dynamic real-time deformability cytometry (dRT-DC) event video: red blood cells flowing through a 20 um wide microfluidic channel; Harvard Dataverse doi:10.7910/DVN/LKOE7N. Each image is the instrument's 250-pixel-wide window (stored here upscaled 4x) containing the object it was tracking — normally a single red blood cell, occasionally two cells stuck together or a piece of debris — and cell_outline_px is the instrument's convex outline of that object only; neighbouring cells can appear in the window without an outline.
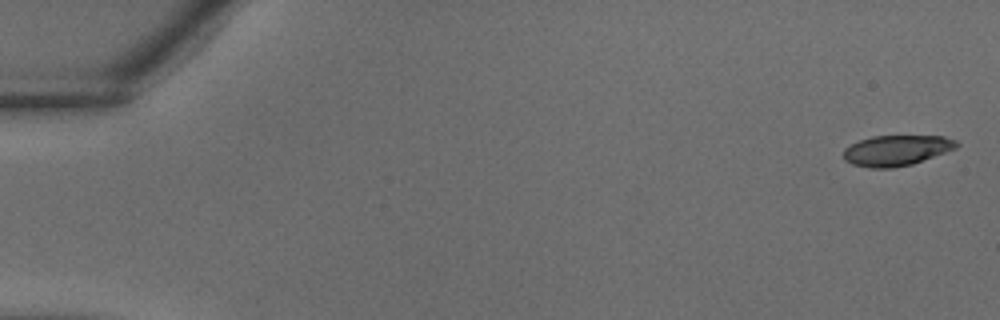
{"species": "common noctule bat (a hibernating species)", "species_latin": "Nyctalus noctula", "temperature_condition": "warm", "stored_images_in_passage": 5, "camera_frame_rate_fps": 3000, "um_per_image_px": 0.085, "animal": {"sex": "male", "body_mass_g": 18.8}, "frame": {"image": 1, "passage_image": 1, "time_ms": 0.0, "image_size_px": [1000, 320], "cell_outline_px": [[960, 144], [956, 148], [912, 164], [892, 168], [868, 168], [852, 164], [844, 160], [844, 148], [860, 140], [872, 136], [944, 136], [956, 140]], "centroid_in_image_um": [76.19, 12.78], "position_along_channel_um": 8.8, "area_um2": 20.06}}